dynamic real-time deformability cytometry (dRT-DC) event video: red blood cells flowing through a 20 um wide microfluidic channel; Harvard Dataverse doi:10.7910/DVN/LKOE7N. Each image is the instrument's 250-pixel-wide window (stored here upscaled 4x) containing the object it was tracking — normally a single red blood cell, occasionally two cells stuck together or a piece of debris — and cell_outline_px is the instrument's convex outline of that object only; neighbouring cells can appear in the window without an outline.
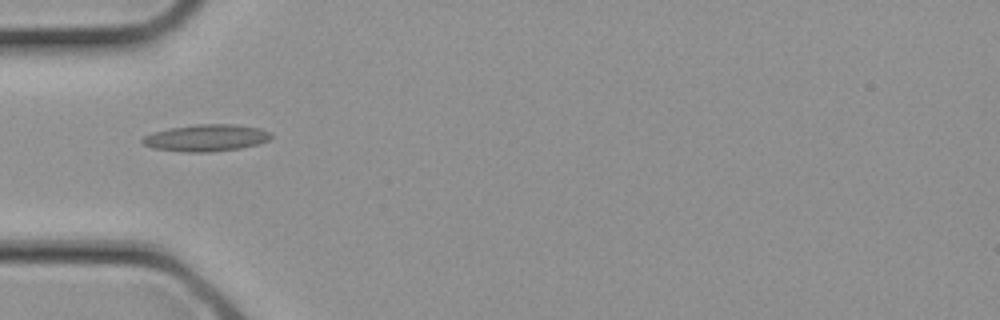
{"species": "common noctule bat (a hibernating species)", "species_latin": "Nyctalus noctula", "temperature_condition": "cold", "stored_images_in_passage": 4, "camera_frame_rate_fps": 3000, "um_per_image_px": 0.085, "animal": {"sex": "female", "body_mass_g": 21.9}, "frame": {"image": 1, "passage_image": 1, "time_ms": 0.0, "image_size_px": [1000, 320], "cell_outline_px": [[272, 136], [268, 140], [256, 144], [240, 148], [212, 152], [184, 152], [152, 148], [144, 144], [140, 140], [144, 136], [152, 132], [168, 128], [196, 124], [232, 124], [260, 128], [272, 132]], "centroid_in_image_um": [17.5, 11.71], "position_along_channel_um": 67.5, "area_um2": 20.23}}
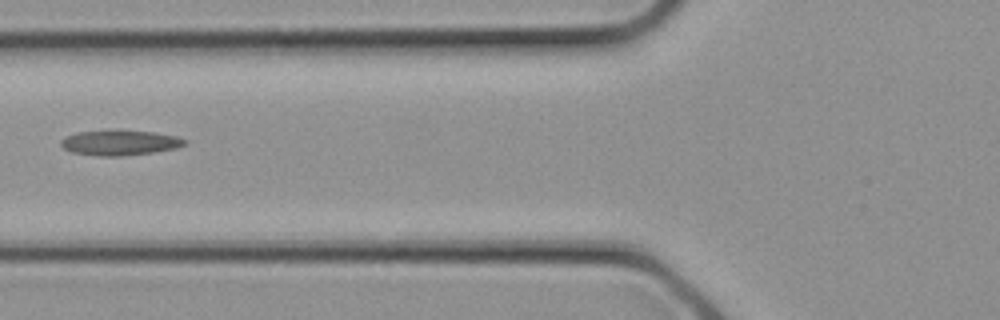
{"frame": {"image": 2, "passage_image": 3, "time_ms": 0.667, "image_size_px": [1000, 320], "cell_outline_px": [[188, 144], [176, 148], [156, 152], [124, 156], [100, 156], [72, 152], [64, 148], [60, 144], [60, 140], [68, 136], [80, 132], [152, 132], [176, 136], [188, 140]], "centroid_in_image_um": [10.26, 12.17], "position_along_channel_um": 115.5, "area_um2": 17.57}}